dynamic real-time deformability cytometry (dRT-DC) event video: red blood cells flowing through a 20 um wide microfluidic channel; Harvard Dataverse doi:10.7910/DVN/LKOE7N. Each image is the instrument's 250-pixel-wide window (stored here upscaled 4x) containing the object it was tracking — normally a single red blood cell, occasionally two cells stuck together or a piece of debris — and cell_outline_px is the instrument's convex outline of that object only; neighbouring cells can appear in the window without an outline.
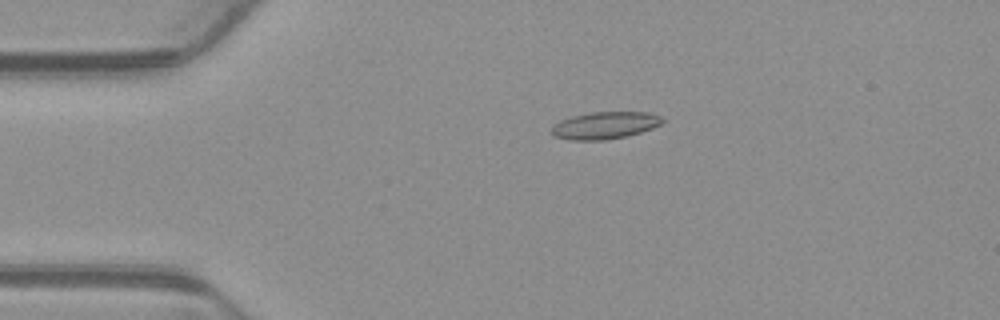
{"species": "common noctule bat (a hibernating species)", "species_latin": "Nyctalus noctula", "temperature_condition": "warm", "stored_images_in_passage": 53, "camera_frame_rate_fps": 3000, "um_per_image_px": 0.085, "animal": {"sex": "male", "body_mass_g": 23.1, "forearm_length_mm": 52.7}, "frame": {"image": 1, "passage_image": 11, "time_ms": 3.333, "image_size_px": [1000, 320], "cell_outline_px": [[664, 120], [660, 124], [652, 128], [628, 136], [604, 140], [572, 140], [552, 136], [552, 124], [560, 120], [572, 116], [588, 112], [648, 112], [660, 116]], "centroid_in_image_um": [51.38, 10.65], "position_along_channel_um": 33.6, "area_um2": 17.63}}
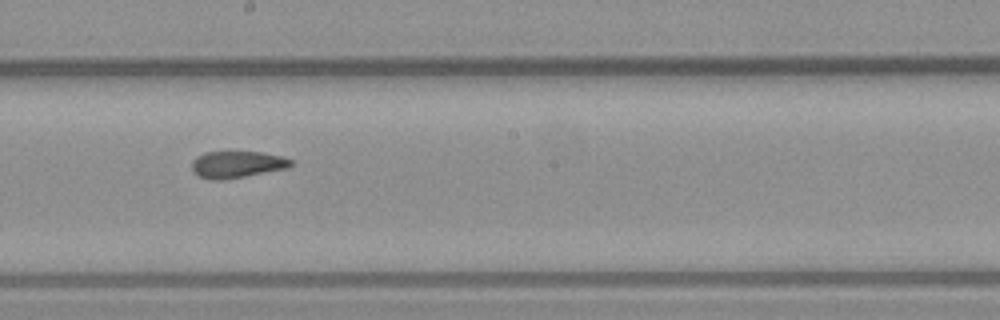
{"frame": {"image": 2, "passage_image": 29, "time_ms": 9.333, "image_size_px": [1000, 320], "cell_outline_px": [[292, 164], [288, 168], [224, 180], [208, 180], [200, 176], [192, 168], [192, 160], [196, 156], [204, 152], [264, 152], [280, 156], [292, 160]], "centroid_in_image_um": [20.13, 13.97], "position_along_channel_um": 228.1, "area_um2": 15.43}}
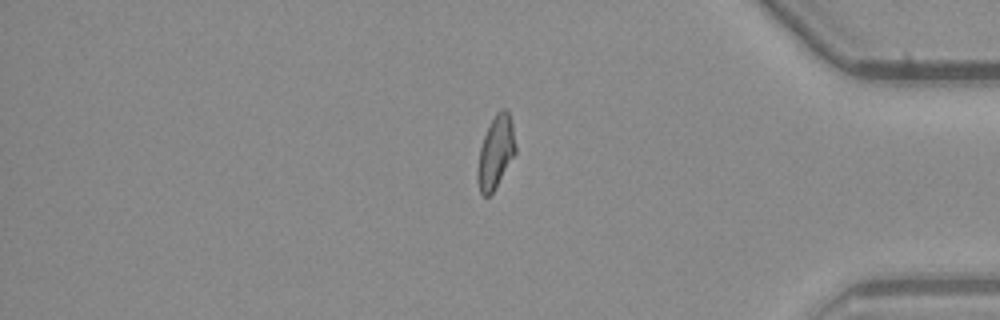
{"frame": {"image": 3, "passage_image": 44, "time_ms": 14.333, "image_size_px": [1000, 320], "cell_outline_px": [[516, 152], [492, 192], [488, 196], [484, 196], [480, 192], [476, 180], [476, 172], [480, 148], [484, 136], [496, 112], [500, 108], [508, 108], [512, 124], [516, 148]], "centroid_in_image_um": [42.12, 12.91], "position_along_channel_um": 393.1, "area_um2": 15.9}, "authors_computed_cell_mechanics": {"area_um2": 16.2418, "velocity_mm_per_s": 3.8996, "shape_relaxation_time_tau1_ms": null, "shape_relaxation_time_tau2_ms": 2.0288, "deformation_change_tau1": null, "deformation_change_tau2": 0.0917}}